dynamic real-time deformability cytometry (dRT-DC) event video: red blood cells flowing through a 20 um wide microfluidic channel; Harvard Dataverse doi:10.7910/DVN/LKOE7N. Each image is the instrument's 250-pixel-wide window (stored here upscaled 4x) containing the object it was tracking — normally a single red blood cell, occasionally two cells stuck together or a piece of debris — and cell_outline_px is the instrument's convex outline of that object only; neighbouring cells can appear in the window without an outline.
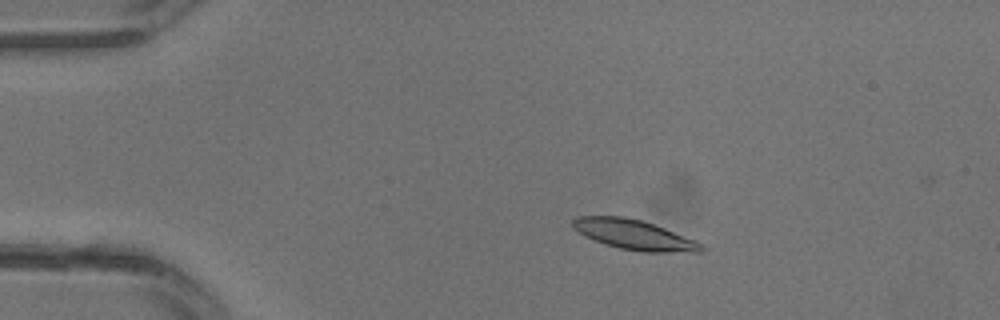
{"species": "common noctule bat (a hibernating species)", "species_latin": "Nyctalus noctula", "temperature_condition": "warm", "stored_images_in_passage": 32, "camera_frame_rate_fps": 3000, "um_per_image_px": 0.085, "animal": {"sex": "male", "body_mass_g": 13.3}, "frame": {"image": 1, "passage_image": 6, "time_ms": 1.667, "image_size_px": [1000, 320], "cell_outline_px": [[704, 252], [644, 252], [620, 248], [604, 244], [584, 236], [572, 228], [572, 220], [576, 216], [624, 216], [640, 220], [664, 228], [696, 240], [704, 244]], "centroid_in_image_um": [53.9, 19.95], "position_along_channel_um": 31.1, "area_um2": 22.48}}
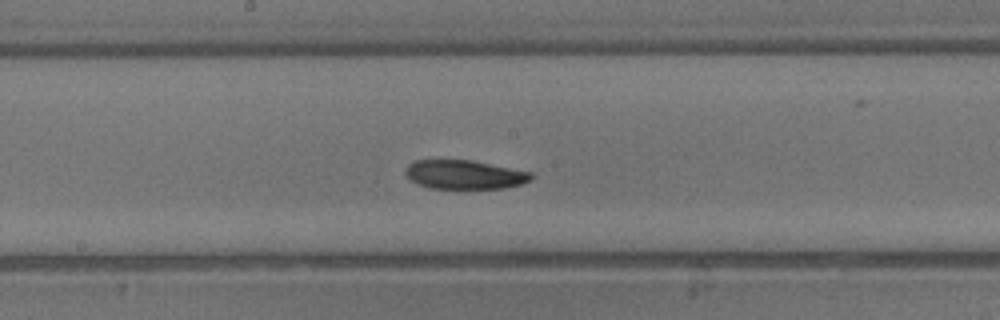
{"frame": {"image": 2, "passage_image": 17, "time_ms": 5.333, "image_size_px": [1000, 320], "cell_outline_px": [[532, 180], [520, 184], [504, 188], [428, 188], [416, 184], [408, 180], [404, 172], [408, 164], [416, 160], [472, 160], [532, 172]], "centroid_in_image_um": [39.44, 14.84], "position_along_channel_um": 208.8, "area_um2": 21.33}}
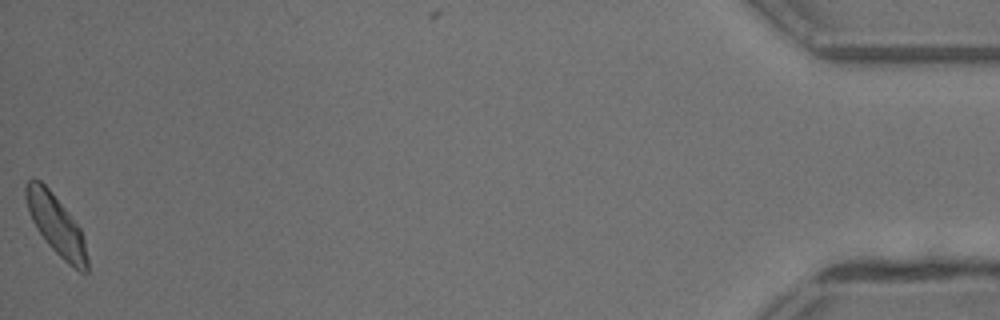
{"frame": {"image": 3, "passage_image": 32, "time_ms": 10.333, "image_size_px": [1000, 320], "cell_outline_px": [[88, 272], [80, 272], [68, 264], [48, 244], [36, 228], [32, 220], [24, 196], [24, 184], [32, 176], [40, 180], [48, 188], [68, 212], [80, 228], [84, 240], [88, 260]], "centroid_in_image_um": [4.75, 19.09], "position_along_channel_um": 430.4, "area_um2": 21.33}}